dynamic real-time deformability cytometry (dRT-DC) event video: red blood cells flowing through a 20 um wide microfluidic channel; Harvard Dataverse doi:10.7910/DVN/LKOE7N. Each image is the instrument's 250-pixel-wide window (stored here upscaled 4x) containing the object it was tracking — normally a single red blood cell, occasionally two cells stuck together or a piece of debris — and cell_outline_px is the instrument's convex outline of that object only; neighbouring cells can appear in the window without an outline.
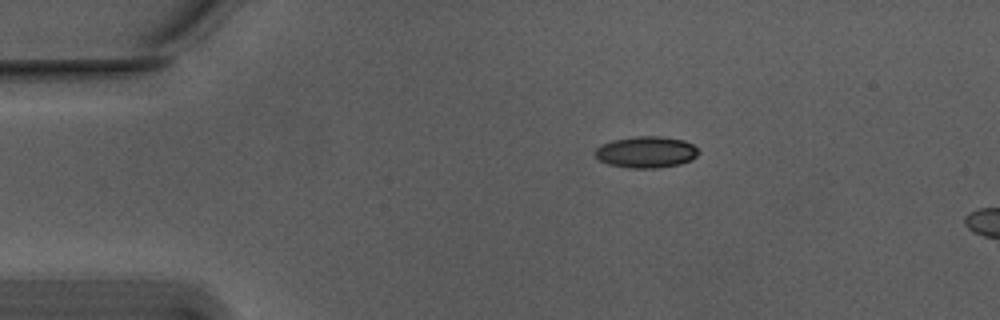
{"species": "Egyptian fruit bat (a non-hibernating species)", "species_latin": "Rousettus aegyptiacus", "temperature_condition": "warm", "stored_images_in_passage": 6, "camera_frame_rate_fps": 3000, "um_per_image_px": 0.085, "animal": {"sex": "male"}, "frame": {"image": 1, "passage_image": 1, "time_ms": 0.0, "image_size_px": [1000, 320], "cell_outline_px": [[700, 152], [692, 160], [680, 164], [656, 168], [628, 168], [608, 164], [600, 160], [592, 152], [600, 144], [612, 140], [636, 136], [660, 136], [684, 140], [692, 144]], "centroid_in_image_um": [54.9, 12.92], "position_along_channel_um": 30.1, "area_um2": 19.13}}